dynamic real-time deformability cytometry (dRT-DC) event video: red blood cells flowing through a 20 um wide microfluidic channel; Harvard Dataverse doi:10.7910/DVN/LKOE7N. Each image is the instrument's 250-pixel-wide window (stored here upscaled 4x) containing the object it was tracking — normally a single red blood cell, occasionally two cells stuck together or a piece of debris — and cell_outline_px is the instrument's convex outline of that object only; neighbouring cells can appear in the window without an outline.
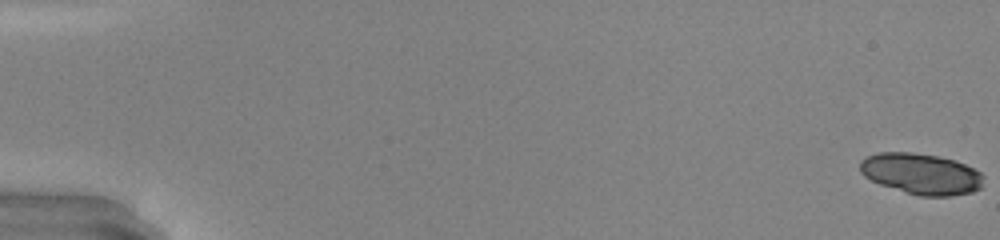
{"species": "common noctule bat (a hibernating species)", "species_latin": "Nyctalus noctula", "temperature_condition": "warm", "stored_images_in_passage": 44, "camera_frame_rate_fps": 3000, "um_per_image_px": 0.085, "animal": {"sex": "male", "body_mass_g": 20.0, "forearm_length_mm": 53.3}, "frame": {"image": 1, "passage_image": 1, "time_ms": 0.0, "image_size_px": [1000, 240], "cell_outline_px": [[984, 176], [980, 188], [972, 192], [952, 196], [920, 196], [880, 184], [864, 176], [860, 172], [860, 160], [864, 156], [880, 152], [912, 152], [936, 156], [956, 160], [980, 172]], "centroid_in_image_um": [78.29, 14.77], "position_along_channel_um": 6.7, "area_um2": 29.48}, "authors_computed_cell_mechanics": {"area_um2": 20.8369, "velocity_mm_per_s": 4.243, "shape_relaxation_time_tau1_ms": 9.6145, "shape_relaxation_time_tau2_ms": 2.0887, "deformation_change_tau1": 0.3282, "deformation_change_tau2": 0.0635}}